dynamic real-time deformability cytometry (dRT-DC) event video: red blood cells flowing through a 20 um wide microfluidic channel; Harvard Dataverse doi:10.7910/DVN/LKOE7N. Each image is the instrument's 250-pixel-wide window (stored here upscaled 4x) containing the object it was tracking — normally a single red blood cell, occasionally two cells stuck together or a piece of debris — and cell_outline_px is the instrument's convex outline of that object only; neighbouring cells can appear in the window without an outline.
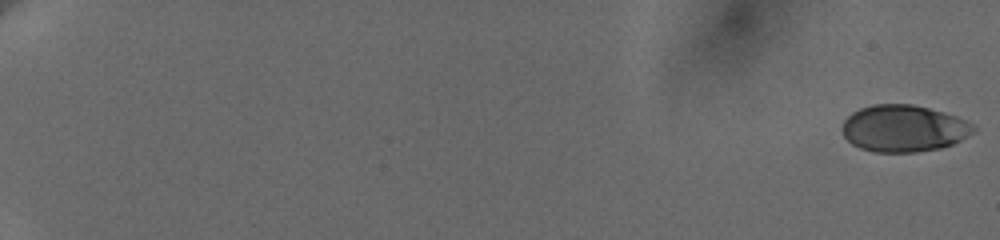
{"species": "human", "species_latin": "Homo sapiens", "temperature_condition": "cold", "stored_images_in_passage": 60, "camera_frame_rate_fps": 3000, "um_per_image_px": 0.085, "donor": {"sex": "female"}, "frame": {"image": 1, "passage_image": 1, "time_ms": 0.0, "image_size_px": [1000, 240], "cell_outline_px": [[976, 132], [952, 144], [940, 148], [916, 152], [876, 152], [860, 148], [852, 144], [844, 136], [840, 128], [844, 120], [852, 112], [860, 108], [872, 104], [912, 104], [944, 112], [956, 116], [976, 124]], "centroid_in_image_um": [76.83, 10.91], "position_along_channel_um": 8.2, "area_um2": 36.13}}
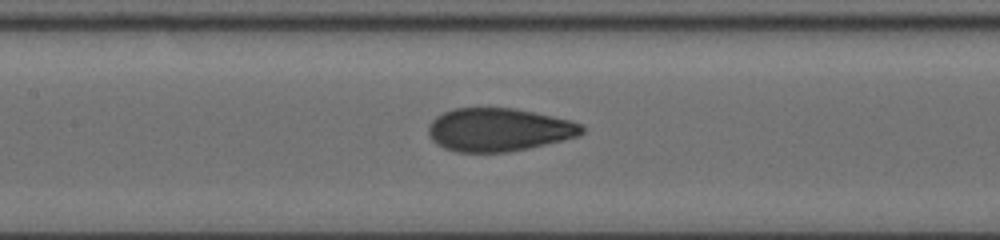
{"frame": {"image": 2, "passage_image": 33, "time_ms": 10.667, "image_size_px": [1000, 240], "cell_outline_px": [[584, 132], [576, 136], [528, 148], [508, 152], [456, 152], [444, 148], [436, 144], [432, 140], [428, 132], [428, 124], [436, 116], [444, 112], [456, 108], [516, 108], [552, 116], [568, 120], [580, 124], [584, 128]], "centroid_in_image_um": [42.34, 11.02], "position_along_channel_um": 165.1, "area_um2": 38.38}}
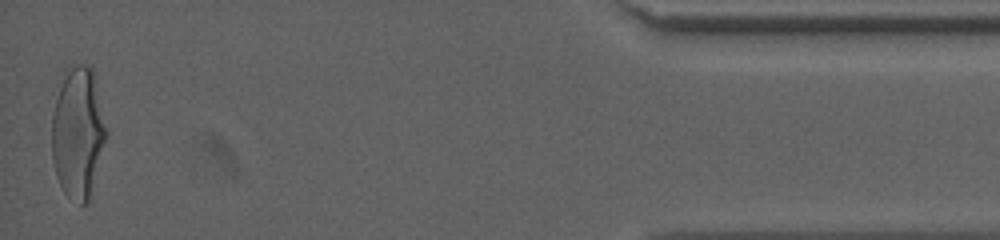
{"frame": {"image": 3, "passage_image": 60, "time_ms": 19.667, "image_size_px": [1000, 240], "cell_outline_px": [[108, 132], [88, 204], [80, 208], [64, 192], [56, 176], [52, 156], [52, 116], [64, 68], [68, 64], [84, 64], [92, 68], [96, 80]], "centroid_in_image_um": [6.63, 11.27], "position_along_channel_um": 428.6, "area_um2": 42.31}, "authors_computed_cell_mechanics": {"area_um2": 37.8012, "velocity_mm_per_s": 3.643, "shape_relaxation_time_tau1_ms": 3.9609, "shape_relaxation_time_tau2_ms": null, "deformation_change_tau1": 0.1711, "deformation_change_tau2": null}}